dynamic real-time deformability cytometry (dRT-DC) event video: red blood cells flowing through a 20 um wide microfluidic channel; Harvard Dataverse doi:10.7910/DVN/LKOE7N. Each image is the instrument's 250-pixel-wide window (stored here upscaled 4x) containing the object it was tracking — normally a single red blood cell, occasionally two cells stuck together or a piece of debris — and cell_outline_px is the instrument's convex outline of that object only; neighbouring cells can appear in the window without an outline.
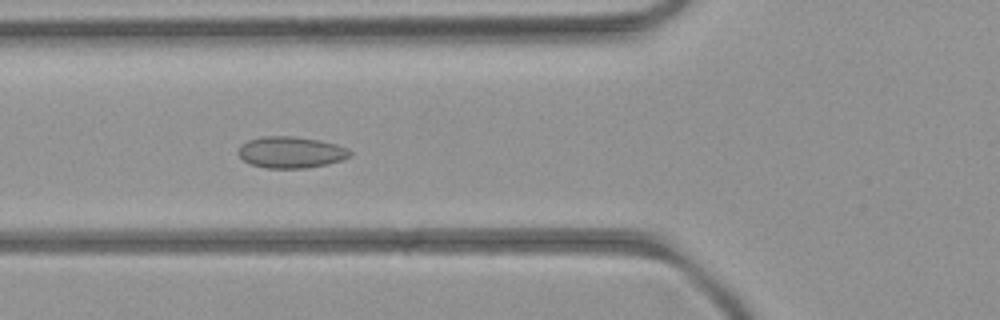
{"species": "common noctule bat (a hibernating species)", "species_latin": "Nyctalus noctula", "temperature_condition": "room temperature", "stored_images_in_passage": 31, "camera_frame_rate_fps": 3000, "um_per_image_px": 0.085, "animal": {"sex": "female", "body_mass_g": 21.9}, "frame": {"image": 1, "passage_image": 3, "time_ms": 0.667, "image_size_px": [1000, 320], "cell_outline_px": [[352, 156], [328, 164], [308, 168], [264, 168], [252, 164], [244, 160], [236, 152], [240, 144], [248, 140], [260, 136], [292, 136], [320, 140], [336, 144], [348, 148], [352, 152]], "centroid_in_image_um": [24.72, 12.94], "position_along_channel_um": 101.1, "area_um2": 20.69}}
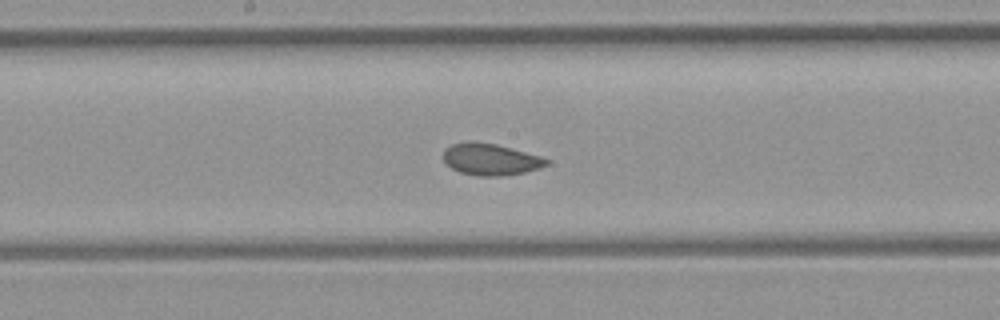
{"frame": {"image": 2, "passage_image": 11, "time_ms": 3.333, "image_size_px": [1000, 320], "cell_outline_px": [[548, 164], [540, 168], [524, 172], [504, 176], [476, 176], [460, 172], [452, 168], [444, 160], [444, 148], [452, 144], [468, 140], [472, 140], [496, 144], [540, 156], [548, 160]], "centroid_in_image_um": [41.67, 13.54], "position_along_channel_um": 206.5, "area_um2": 19.07}}
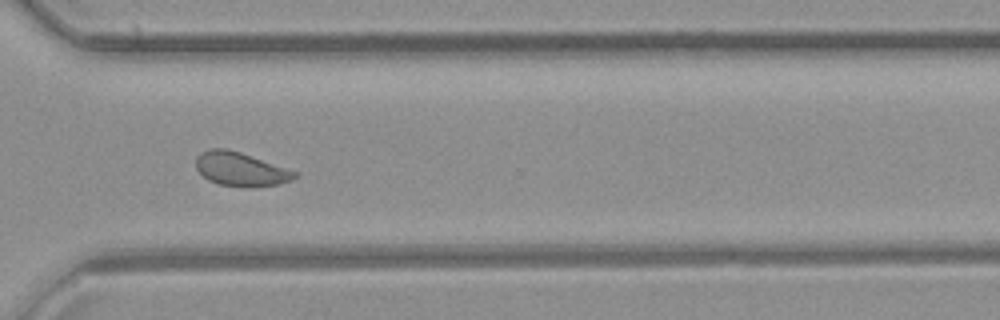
{"frame": {"image": 3, "passage_image": 22, "time_ms": 7.0, "image_size_px": [1000, 320], "cell_outline_px": [[300, 172], [292, 180], [280, 184], [248, 188], [220, 184], [208, 180], [196, 168], [196, 156], [200, 152], [208, 148], [228, 148]], "centroid_in_image_um": [20.47, 14.37], "position_along_channel_um": 350.1, "area_um2": 19.71}}